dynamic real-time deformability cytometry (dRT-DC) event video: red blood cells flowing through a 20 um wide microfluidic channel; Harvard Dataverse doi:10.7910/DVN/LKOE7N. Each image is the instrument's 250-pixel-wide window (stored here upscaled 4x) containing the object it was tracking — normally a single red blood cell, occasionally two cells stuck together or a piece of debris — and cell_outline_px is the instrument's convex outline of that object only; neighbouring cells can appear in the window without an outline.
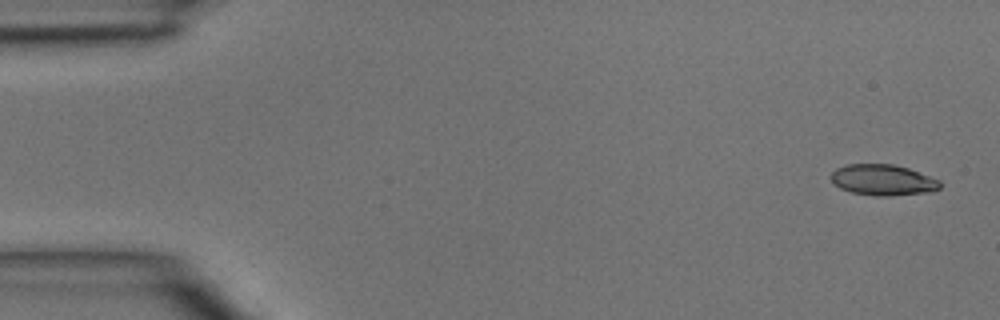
{"species": "common noctule bat (a hibernating species)", "species_latin": "Nyctalus noctula", "temperature_condition": "room temperature", "stored_images_in_passage": 5, "camera_frame_rate_fps": 3000, "um_per_image_px": 0.085, "animal": {"sex": "male", "body_mass_g": 15.6}, "frame": {"image": 1, "passage_image": 1, "time_ms": 0.0, "image_size_px": [1000, 320], "cell_outline_px": [[940, 188], [932, 192], [888, 196], [876, 196], [852, 192], [840, 188], [832, 180], [832, 172], [836, 168], [848, 164], [892, 164], [908, 168], [940, 180]], "centroid_in_image_um": [75.07, 15.3], "position_along_channel_um": 9.9, "area_um2": 19.54}}
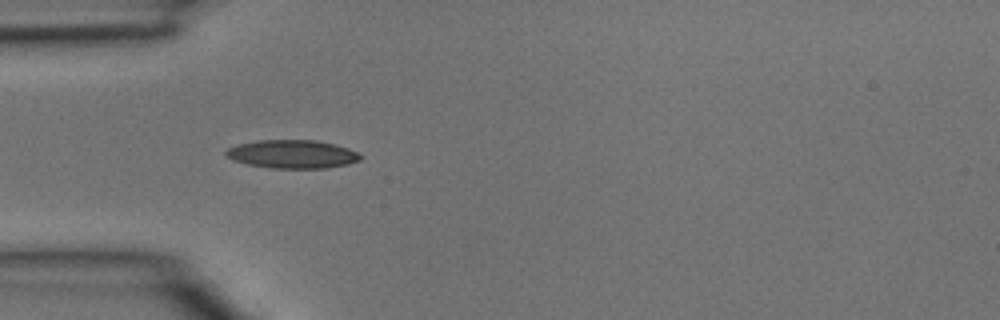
{"frame": {"image": 2, "passage_image": 4, "time_ms": 1.0, "image_size_px": [1000, 320], "cell_outline_px": [[364, 156], [360, 160], [348, 164], [328, 168], [272, 168], [248, 164], [232, 160], [224, 156], [224, 152], [228, 148], [236, 144], [256, 140], [316, 140], [336, 144], [348, 148]], "centroid_in_image_um": [24.83, 13.09], "position_along_channel_um": 60.2, "area_um2": 22.48}}